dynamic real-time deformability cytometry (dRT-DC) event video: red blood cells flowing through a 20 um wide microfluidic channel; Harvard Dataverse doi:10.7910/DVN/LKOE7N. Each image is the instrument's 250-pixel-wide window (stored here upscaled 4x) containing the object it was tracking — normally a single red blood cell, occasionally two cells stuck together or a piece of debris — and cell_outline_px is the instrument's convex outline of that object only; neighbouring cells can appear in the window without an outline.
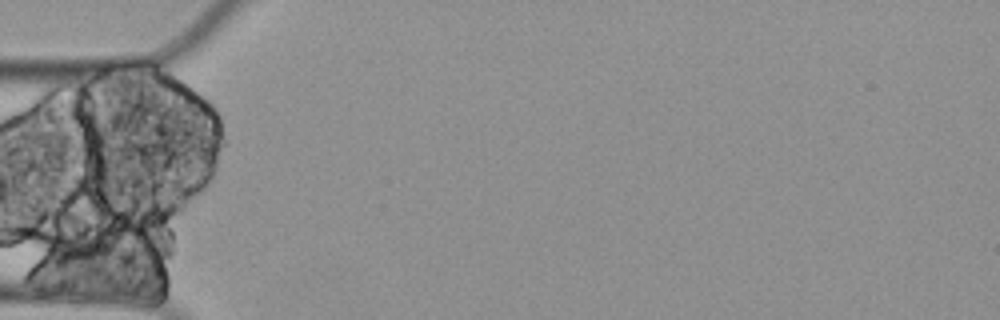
{"species": "Egyptian fruit bat (a non-hibernating species)", "species_latin": "Rousettus aegyptiacus", "temperature_condition": "cold", "stored_images_in_passage": 6, "camera_frame_rate_fps": 3000, "um_per_image_px": 0.085, "animal": {"sex": "female"}, "frame": {"image": 1, "passage_image": 1, "time_ms": 0.0, "image_size_px": [1000, 320], "cell_outline_px": [[136, 256], [128, 264], [64, 288], [48, 292], [40, 292], [40, 244], [96, 240], [108, 240], [124, 244], [132, 248], [136, 252]], "centroid_in_image_um": [6.78, 22.25], "position_along_channel_um": 78.2, "area_um2": 24.91}}
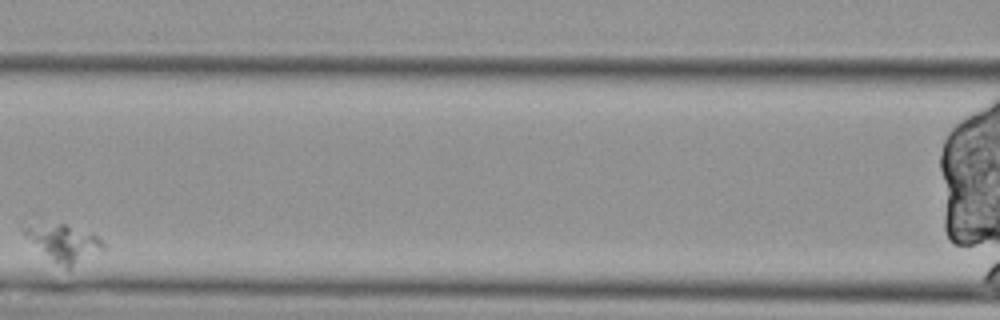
{"frame": {"image": 2, "passage_image": 3, "time_ms": 0.667, "image_size_px": [1000, 320], "cell_outline_px": [[104, 248], [68, 272], [56, 264], [24, 236], [20, 228], [56, 224], [64, 224], [96, 236], [104, 244]], "centroid_in_image_um": [5.43, 20.74], "position_along_channel_um": 161.2, "area_um2": 16.59}}
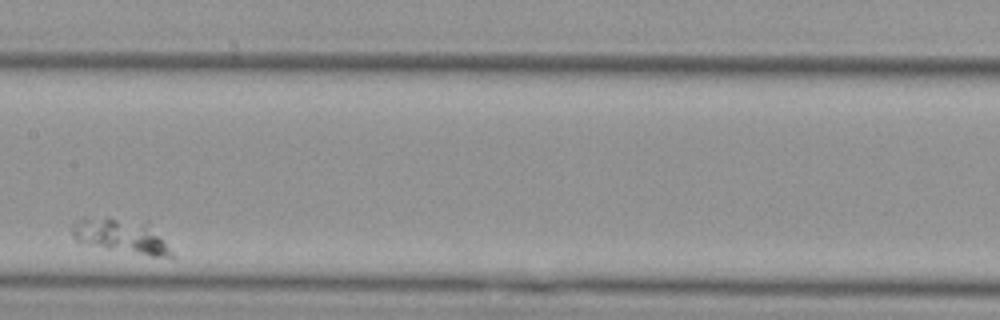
{"frame": {"image": 3, "passage_image": 4, "time_ms": 1.0, "image_size_px": [1000, 320], "cell_outline_px": [[176, 256], [152, 256], [108, 248], [88, 244], [76, 240], [72, 236], [72, 228], [80, 216], [108, 216], [148, 220]], "centroid_in_image_um": [10.3, 19.98], "position_along_channel_um": 197.1, "area_um2": 20.23}}